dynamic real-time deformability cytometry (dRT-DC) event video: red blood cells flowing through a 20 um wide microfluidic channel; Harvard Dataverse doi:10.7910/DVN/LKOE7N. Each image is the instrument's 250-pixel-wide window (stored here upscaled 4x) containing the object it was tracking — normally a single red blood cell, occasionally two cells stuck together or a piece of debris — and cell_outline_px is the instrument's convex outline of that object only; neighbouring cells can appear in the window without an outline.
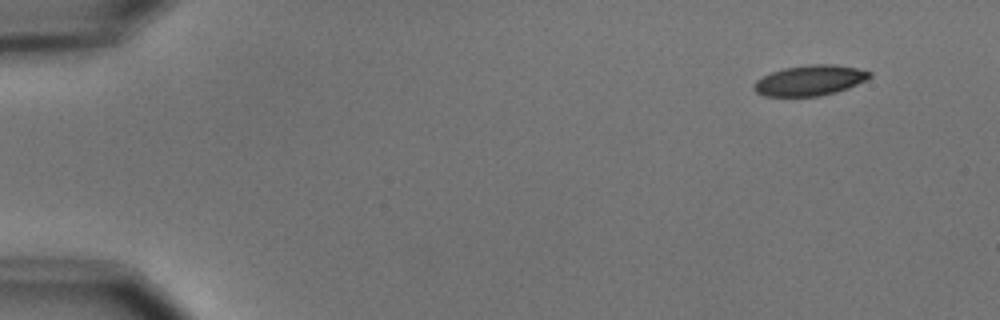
{"species": "common noctule bat (a hibernating species)", "species_latin": "Nyctalus noctula", "temperature_condition": "cold", "stored_images_in_passage": 6, "camera_frame_rate_fps": 3000, "um_per_image_px": 0.085, "animal": {"sex": "male", "body_mass_g": 15.6}, "frame": {"image": 1, "passage_image": 1, "time_ms": 0.0, "image_size_px": [1000, 320], "cell_outline_px": [[872, 76], [848, 88], [836, 92], [816, 96], [764, 96], [756, 92], [752, 88], [756, 80], [772, 72], [784, 68], [812, 64], [836, 64], [856, 68], [872, 72]], "centroid_in_image_um": [68.83, 6.83], "position_along_channel_um": 16.2, "area_um2": 20.35}}
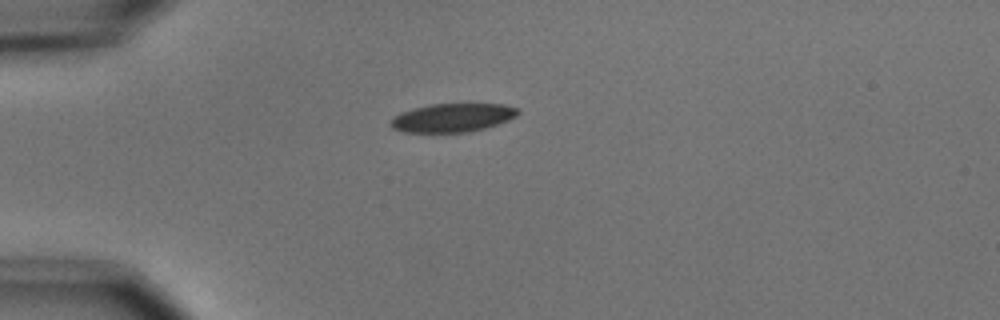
{"frame": {"image": 2, "passage_image": 4, "time_ms": 3.333, "image_size_px": [1000, 320], "cell_outline_px": [[520, 112], [516, 116], [508, 120], [484, 128], [468, 132], [404, 132], [392, 128], [388, 124], [392, 116], [412, 108], [428, 104], [504, 104], [520, 108]], "centroid_in_image_um": [38.43, 9.99], "position_along_channel_um": 46.6, "area_um2": 21.33}}